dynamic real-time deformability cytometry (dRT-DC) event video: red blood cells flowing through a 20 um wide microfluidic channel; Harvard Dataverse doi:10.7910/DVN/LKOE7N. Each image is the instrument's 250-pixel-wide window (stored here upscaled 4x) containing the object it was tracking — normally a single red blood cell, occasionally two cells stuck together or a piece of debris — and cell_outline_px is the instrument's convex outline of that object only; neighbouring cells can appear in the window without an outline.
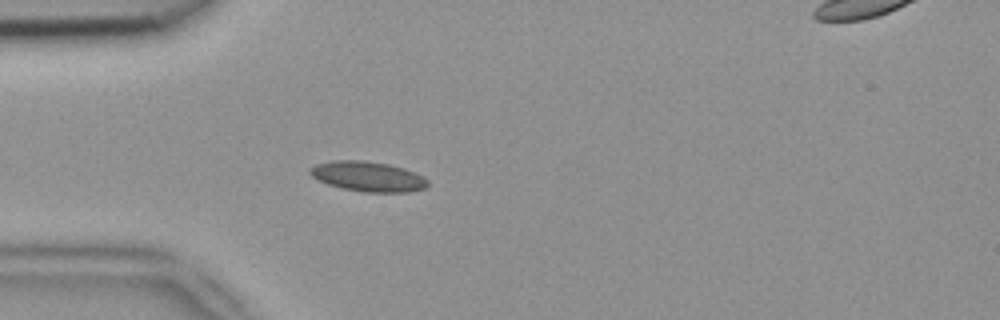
{"species": "common noctule bat (a hibernating species)", "species_latin": "Nyctalus noctula", "temperature_condition": "room temperature", "stored_images_in_passage": 38, "segment_of_instrument_passage": [1, 2], "camera_frame_rate_fps": 3000, "um_per_image_px": 0.085, "animal": {"sex": "female", "body_mass_g": 18.4}, "frame": {"image": 1, "passage_image": 1, "time_ms": 0.0, "image_size_px": [1000, 320], "cell_outline_px": [[428, 184], [424, 188], [408, 192], [364, 192], [340, 188], [316, 180], [308, 172], [308, 168], [316, 164], [332, 160], [364, 160], [388, 164], [404, 168], [428, 180]], "centroid_in_image_um": [31.2, 15.0], "position_along_channel_um": 53.8, "area_um2": 20.63}}
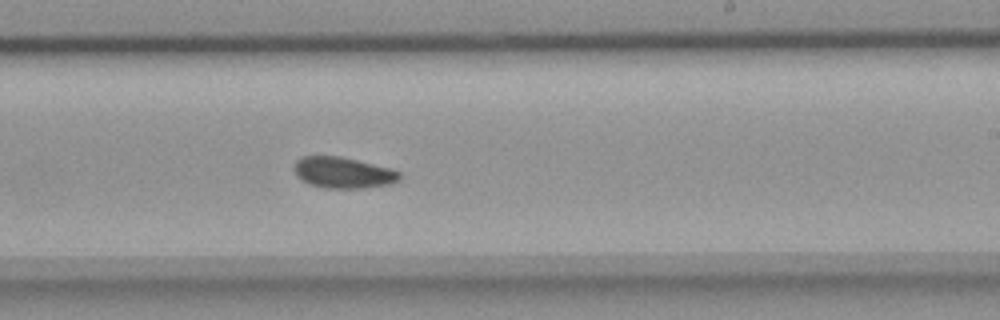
{"frame": {"image": 2, "passage_image": 17, "time_ms": 5.333, "image_size_px": [1000, 320], "cell_outline_px": [[400, 180], [392, 184], [364, 188], [324, 188], [308, 184], [296, 176], [292, 168], [296, 160], [300, 156], [340, 156], [388, 168], [400, 172]], "centroid_in_image_um": [29.11, 14.68], "position_along_channel_um": 259.9, "area_um2": 19.25}}
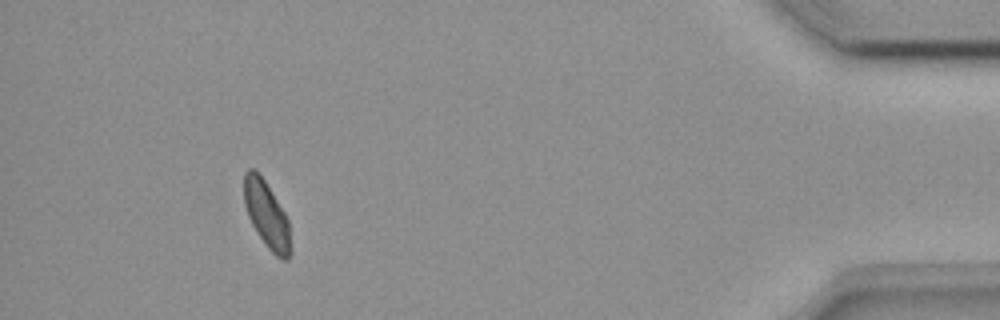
{"frame": {"image": 3, "passage_image": 33, "time_ms": 10.667, "image_size_px": [1000, 320], "cell_outline_px": [[292, 252], [288, 260], [284, 260], [276, 256], [268, 248], [256, 232], [248, 216], [244, 204], [244, 172], [248, 168], [252, 168], [264, 180], [284, 212], [288, 220], [292, 248]], "centroid_in_image_um": [22.68, 18.3], "position_along_channel_um": 412.5, "area_um2": 18.03}}